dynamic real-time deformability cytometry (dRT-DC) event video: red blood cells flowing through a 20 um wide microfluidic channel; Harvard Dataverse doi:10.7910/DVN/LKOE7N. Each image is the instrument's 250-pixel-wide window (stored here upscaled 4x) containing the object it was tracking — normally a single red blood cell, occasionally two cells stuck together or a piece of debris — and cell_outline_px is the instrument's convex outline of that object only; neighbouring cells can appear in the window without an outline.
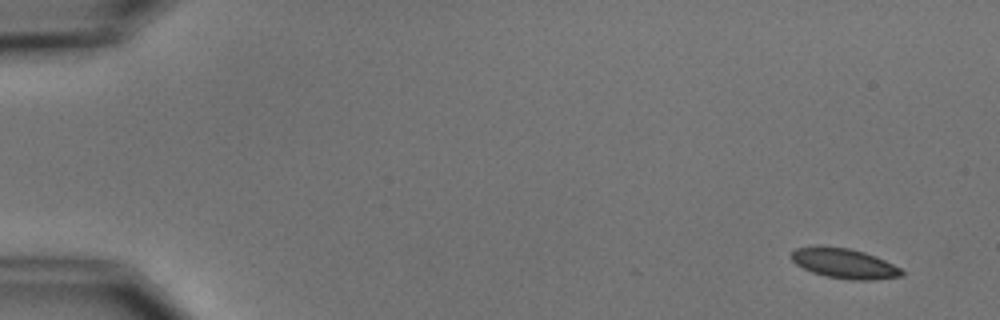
{"species": "common noctule bat (a hibernating species)", "species_latin": "Nyctalus noctula", "temperature_condition": "cold", "stored_images_in_passage": 7, "camera_frame_rate_fps": 3000, "um_per_image_px": 0.085, "animal": {"sex": "male", "body_mass_g": 15.6}, "frame": {"image": 1, "passage_image": 1, "time_ms": 0.0, "image_size_px": [1000, 320], "cell_outline_px": [[904, 276], [872, 280], [852, 280], [824, 276], [812, 272], [796, 264], [792, 260], [792, 252], [796, 248], [812, 244], [848, 248], [864, 252], [876, 256], [900, 268], [904, 272]], "centroid_in_image_um": [71.74, 22.38], "position_along_channel_um": 13.3, "area_um2": 19.48}}
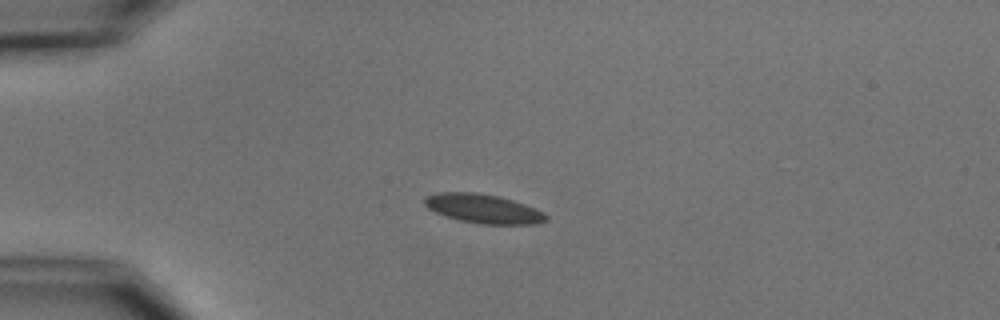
{"frame": {"image": 2, "passage_image": 4, "time_ms": 3.667, "image_size_px": [1000, 320], "cell_outline_px": [[548, 220], [536, 224], [480, 224], [460, 220], [444, 216], [428, 208], [424, 204], [424, 196], [440, 192], [476, 192], [496, 196], [512, 200], [536, 208], [544, 212], [548, 216]], "centroid_in_image_um": [41.08, 17.74], "position_along_channel_um": 43.9, "area_um2": 20.63}}
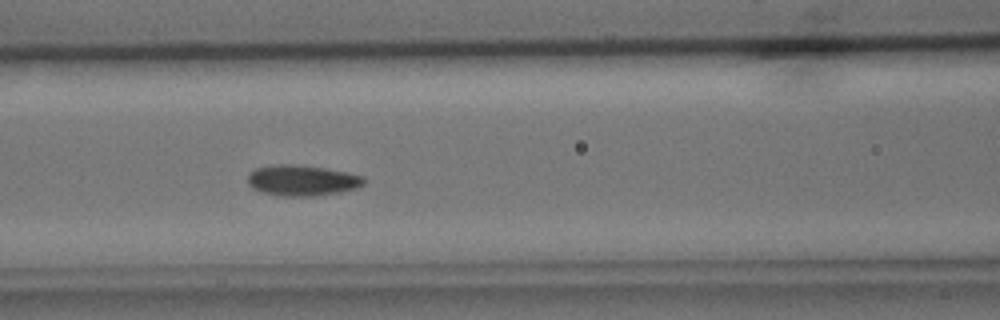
{"frame": {"image": 3, "passage_image": 7, "time_ms": 7.0, "image_size_px": [1000, 320], "cell_outline_px": [[364, 184], [356, 188], [340, 192], [316, 196], [280, 196], [264, 192], [252, 188], [248, 184], [248, 176], [256, 168], [276, 164], [292, 164], [324, 168], [348, 172], [364, 176]], "centroid_in_image_um": [25.7, 15.34], "position_along_channel_um": 140.9, "area_um2": 20.75}}